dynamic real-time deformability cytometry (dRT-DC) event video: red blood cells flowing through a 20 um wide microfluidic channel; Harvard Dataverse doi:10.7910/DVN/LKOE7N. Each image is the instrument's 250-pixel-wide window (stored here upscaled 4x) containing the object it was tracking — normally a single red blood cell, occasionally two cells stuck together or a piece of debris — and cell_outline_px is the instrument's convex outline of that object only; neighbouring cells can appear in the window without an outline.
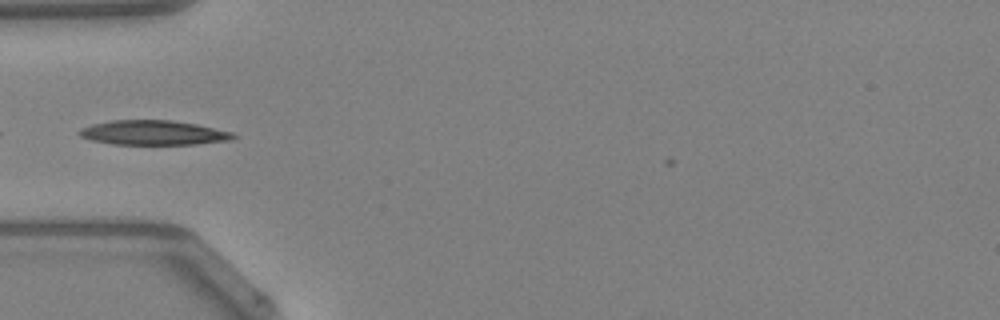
{"species": "Egyptian fruit bat (a non-hibernating species)", "species_latin": "Rousettus aegyptiacus", "temperature_condition": "warm", "stored_images_in_passage": 5, "camera_frame_rate_fps": 3000, "um_per_image_px": 0.085, "animal": {"sex": "female"}, "frame": {"image": 1, "passage_image": 2, "time_ms": 0.333, "image_size_px": [1000, 320], "cell_outline_px": [[236, 136], [228, 140], [196, 144], [112, 144], [92, 140], [80, 136], [76, 132], [80, 128], [92, 124], [112, 120], [172, 120], [196, 124], [232, 132]], "centroid_in_image_um": [12.98, 11.27], "position_along_channel_um": 72.0, "area_um2": 21.91}}